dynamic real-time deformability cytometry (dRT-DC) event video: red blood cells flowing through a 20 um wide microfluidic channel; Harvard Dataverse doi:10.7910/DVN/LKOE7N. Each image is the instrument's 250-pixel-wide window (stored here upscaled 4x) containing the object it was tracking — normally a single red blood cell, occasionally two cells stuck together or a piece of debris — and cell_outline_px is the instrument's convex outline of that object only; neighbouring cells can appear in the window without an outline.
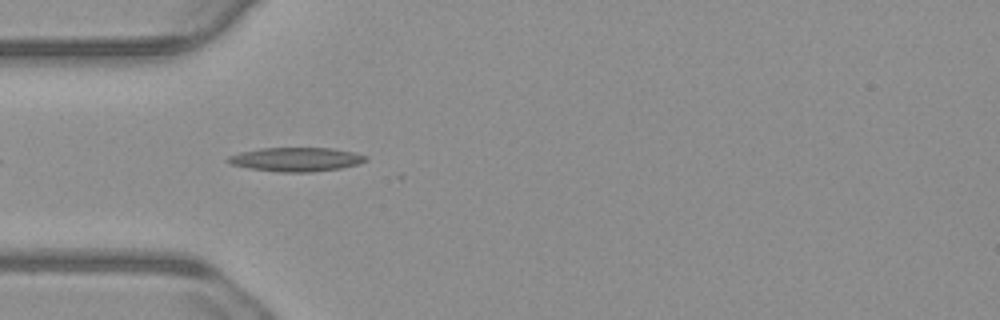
{"species": "common noctule bat (a hibernating species)", "species_latin": "Nyctalus noctula", "temperature_condition": "warm", "stored_images_in_passage": 41, "camera_frame_rate_fps": 3000, "um_per_image_px": 0.085, "animal": {"sex": "male", "body_mass_g": 23.1, "forearm_length_mm": 52.7}, "frame": {"image": 1, "passage_image": 3, "time_ms": 0.667, "image_size_px": [1000, 320], "cell_outline_px": [[368, 160], [360, 164], [340, 168], [312, 172], [280, 172], [248, 168], [232, 164], [224, 160], [228, 156], [240, 152], [260, 148], [332, 148], [352, 152], [368, 156]], "centroid_in_image_um": [25.17, 13.55], "position_along_channel_um": 59.8, "area_um2": 19.31}}
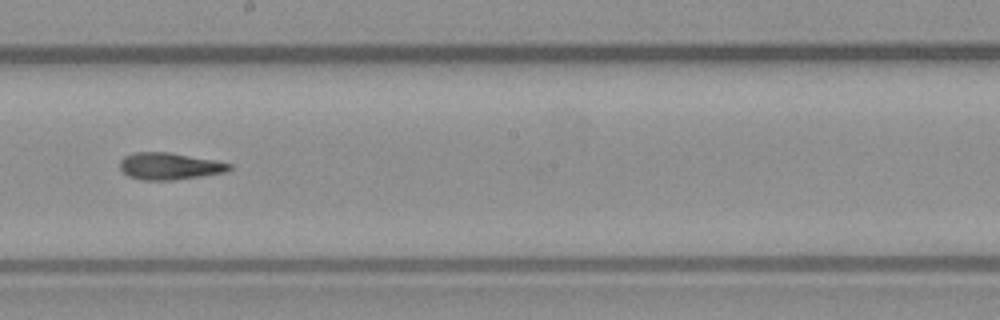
{"frame": {"image": 2, "passage_image": 17, "time_ms": 5.333, "image_size_px": [1000, 320], "cell_outline_px": [[232, 168], [224, 172], [200, 176], [172, 180], [140, 180], [128, 176], [120, 168], [120, 160], [124, 156], [136, 152], [168, 152], [216, 160], [232, 164]], "centroid_in_image_um": [14.39, 14.12], "position_along_channel_um": 233.8, "area_um2": 17.11}}
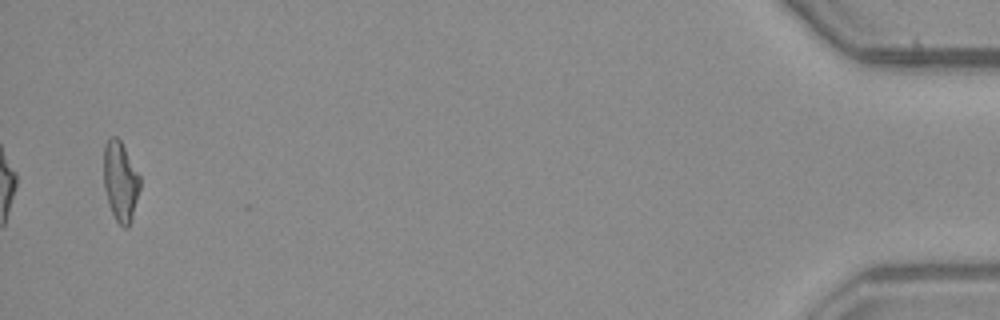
{"frame": {"image": 3, "passage_image": 40, "time_ms": 13.0, "image_size_px": [1000, 320], "cell_outline_px": [[140, 188], [128, 228], [124, 228], [116, 220], [108, 204], [104, 188], [104, 144], [112, 136], [116, 136], [120, 140], [140, 176]], "centroid_in_image_um": [10.22, 15.41], "position_along_channel_um": 425.0, "area_um2": 16.65}, "authors_computed_cell_mechanics": {"area_um2": 17.051, "velocity_mm_per_s": 3.761, "shape_relaxation_time_tau1_ms": null, "shape_relaxation_time_tau2_ms": 8.0578, "deformation_change_tau1": null, "deformation_change_tau2": 0.2199}}